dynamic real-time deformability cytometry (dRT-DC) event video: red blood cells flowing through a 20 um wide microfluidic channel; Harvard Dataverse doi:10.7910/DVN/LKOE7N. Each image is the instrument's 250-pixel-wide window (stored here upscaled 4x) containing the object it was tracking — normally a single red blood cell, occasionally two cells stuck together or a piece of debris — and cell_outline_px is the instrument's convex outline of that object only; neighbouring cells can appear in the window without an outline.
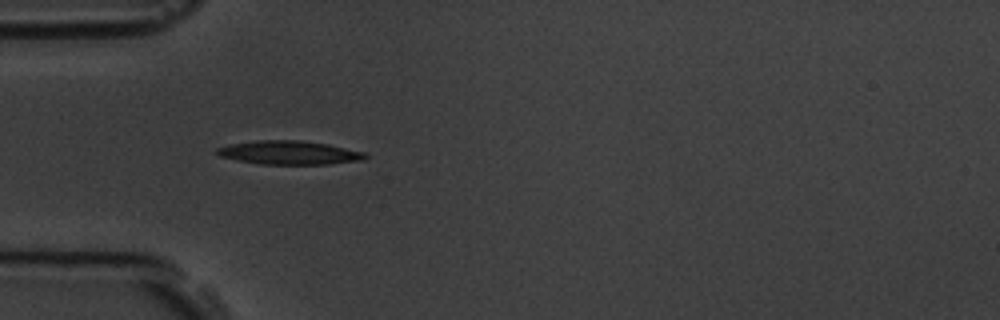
{"species": "common noctule bat (a hibernating species)", "species_latin": "Nyctalus noctula", "temperature_condition": "room temperature", "stored_images_in_passage": 2, "camera_frame_rate_fps": 3000, "um_per_image_px": 0.085, "animal": {"sex": "male", "body_mass_g": 19.5, "forearm_length_mm": 54.6}, "frame": {"image": 1, "passage_image": 1, "time_ms": 0.0, "image_size_px": [1000, 320], "cell_outline_px": [[368, 156], [364, 160], [328, 164], [260, 164], [220, 156], [216, 152], [216, 148], [232, 144], [256, 140], [300, 140], [328, 144], [364, 152]], "centroid_in_image_um": [24.62, 12.97], "position_along_channel_um": 60.4, "area_um2": 20.29}}
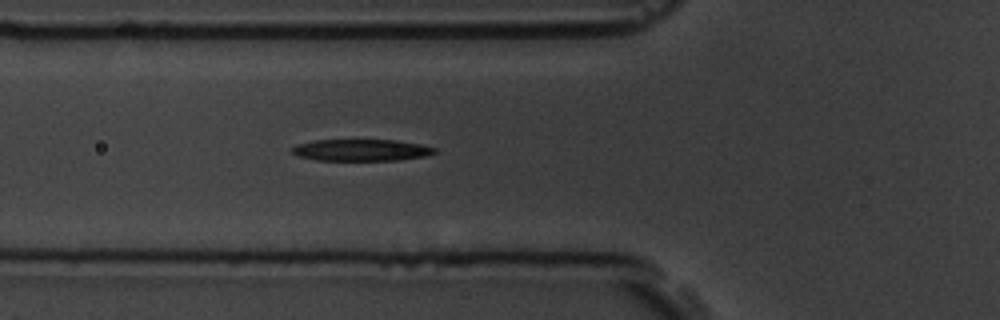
{"frame": {"image": 2, "passage_image": 2, "time_ms": 1.0, "image_size_px": [1000, 320], "cell_outline_px": [[436, 152], [424, 156], [396, 160], [316, 160], [300, 156], [292, 152], [292, 148], [296, 144], [312, 140], [396, 140], [420, 144], [436, 148]], "centroid_in_image_um": [30.69, 12.75], "position_along_channel_um": 95.1, "area_um2": 17.86}}